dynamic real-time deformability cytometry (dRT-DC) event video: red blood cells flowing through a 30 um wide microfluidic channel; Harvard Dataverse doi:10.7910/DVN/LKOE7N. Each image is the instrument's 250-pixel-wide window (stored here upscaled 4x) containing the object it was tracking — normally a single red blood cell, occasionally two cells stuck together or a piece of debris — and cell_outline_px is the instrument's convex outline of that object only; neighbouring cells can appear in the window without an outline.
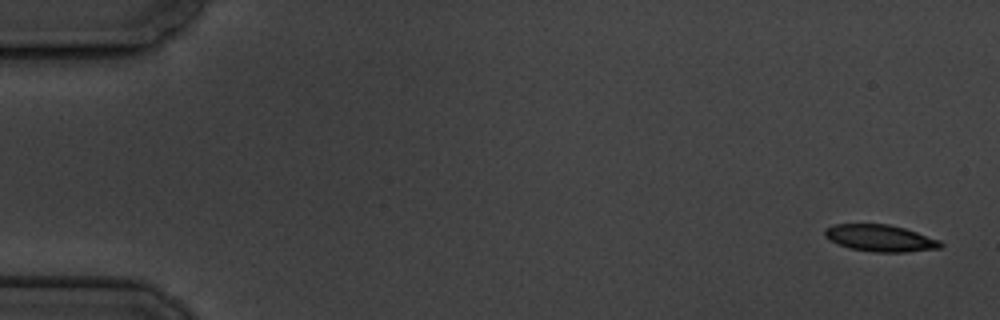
{"species": "common noctule bat (a hibernating species)", "species_latin": "Nyctalus noctula", "temperature_condition": "cold", "stored_images_in_passage": 6, "camera_frame_rate_fps": 3000, "um_per_image_px": 0.085, "animal": {"sex": "male", "body_mass_g": 19.5, "forearm_length_mm": 54.6}, "frame": {"image": 1, "passage_image": 1, "time_ms": 0.0, "image_size_px": [1000, 320], "cell_outline_px": [[944, 244], [940, 248], [908, 252], [876, 252], [848, 248], [824, 236], [824, 228], [832, 224], [888, 224], [904, 228], [940, 240]], "centroid_in_image_um": [74.82, 20.24], "position_along_channel_um": 10.2, "area_um2": 18.03}}